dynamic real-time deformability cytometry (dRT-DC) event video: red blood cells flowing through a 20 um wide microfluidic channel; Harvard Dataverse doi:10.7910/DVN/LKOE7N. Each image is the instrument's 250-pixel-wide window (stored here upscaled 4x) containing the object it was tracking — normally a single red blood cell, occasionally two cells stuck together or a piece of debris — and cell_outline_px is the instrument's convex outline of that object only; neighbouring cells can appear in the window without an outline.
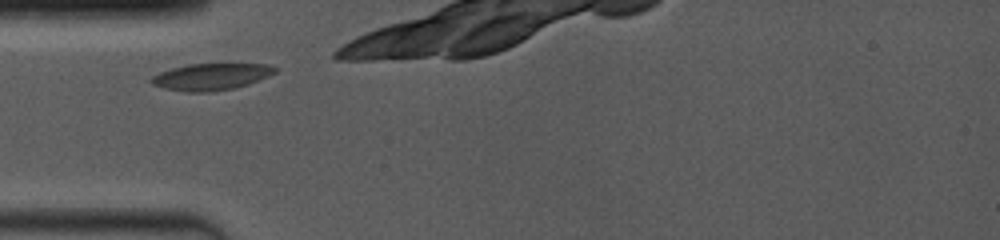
{"species": "common noctule bat (a hibernating species)", "species_latin": "Nyctalus noctula", "temperature_condition": "room temperature", "stored_images_in_passage": 37, "camera_frame_rate_fps": 4000, "um_per_image_px": 0.085, "animal": {"sex": "female", "body_mass_g": 19.0, "forearm_length_mm": 53.3}, "frame": {"image": 1, "passage_image": 1, "time_ms": 0.0, "image_size_px": [1000, 240], "cell_outline_px": [[280, 68], [276, 72], [268, 76], [248, 84], [236, 88], [208, 92], [188, 92], [164, 88], [152, 84], [148, 80], [152, 76], [160, 72], [172, 68], [188, 64], [268, 64]], "centroid_in_image_um": [17.95, 6.52], "position_along_channel_um": 67.0, "area_um2": 19.31}}
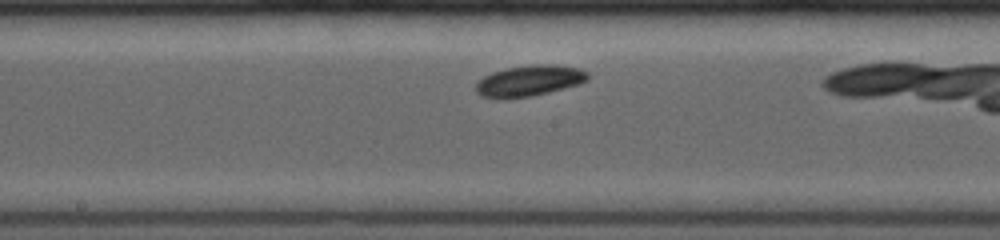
{"frame": {"image": 2, "passage_image": 15, "time_ms": 3.5, "image_size_px": [1000, 240], "cell_outline_px": [[588, 80], [576, 84], [548, 92], [532, 96], [496, 100], [480, 96], [476, 92], [476, 84], [484, 76], [492, 72], [504, 68], [532, 64], [552, 64], [580, 68], [588, 72]], "centroid_in_image_um": [44.93, 6.87], "position_along_channel_um": 203.3, "area_um2": 20.35}}
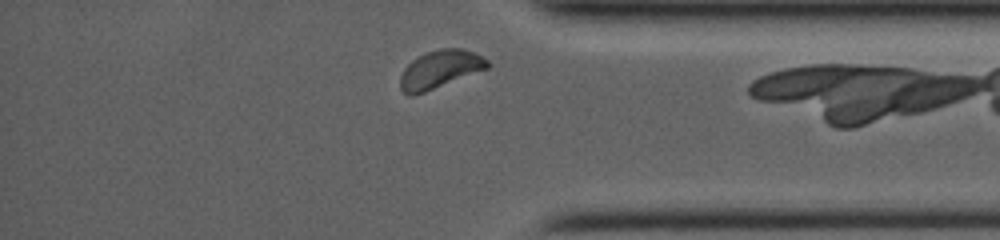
{"frame": {"image": 3, "passage_image": 35, "time_ms": 8.5, "image_size_px": [1000, 240], "cell_outline_px": [[492, 64], [488, 68], [424, 92], [412, 96], [408, 96], [400, 88], [400, 76], [404, 68], [412, 60], [428, 52], [440, 48], [460, 48], [472, 52], [488, 60]], "centroid_in_image_um": [37.39, 5.9], "position_along_channel_um": 397.8, "area_um2": 19.02}, "authors_computed_cell_mechanics": {"area_um2": 19.0162, "velocity_mm_per_s": 3.9251, "shape_relaxation_time_tau1_ms": 1.8859, "shape_relaxation_time_tau2_ms": null, "deformation_change_tau1": 0.0852, "deformation_change_tau2": null}}